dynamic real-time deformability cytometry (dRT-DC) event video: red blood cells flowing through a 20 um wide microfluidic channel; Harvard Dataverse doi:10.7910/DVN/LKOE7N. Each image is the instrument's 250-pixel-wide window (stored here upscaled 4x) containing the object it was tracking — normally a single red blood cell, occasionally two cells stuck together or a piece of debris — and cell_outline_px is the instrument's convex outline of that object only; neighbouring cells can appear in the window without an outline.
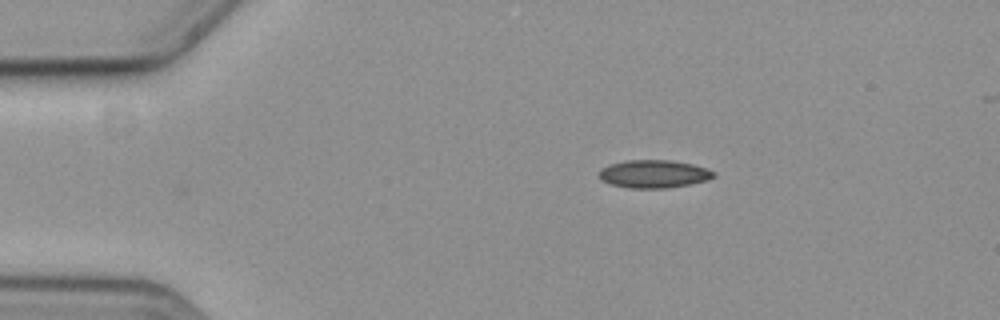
{"species": "common noctule bat (a hibernating species)", "species_latin": "Nyctalus noctula", "temperature_condition": "cold", "stored_images_in_passage": 42, "camera_frame_rate_fps": 3000, "um_per_image_px": 0.085, "animal": {"sex": "female", "body_mass_g": 19.3, "forearm_length_mm": 54.1}, "frame": {"image": 1, "passage_image": 1, "time_ms": 0.0, "image_size_px": [1000, 320], "cell_outline_px": [[716, 176], [704, 180], [688, 184], [664, 188], [632, 188], [612, 184], [600, 180], [600, 168], [608, 164], [624, 160], [672, 160], [692, 164], [716, 172]], "centroid_in_image_um": [55.53, 14.77], "position_along_channel_um": 29.5, "area_um2": 18.5}}
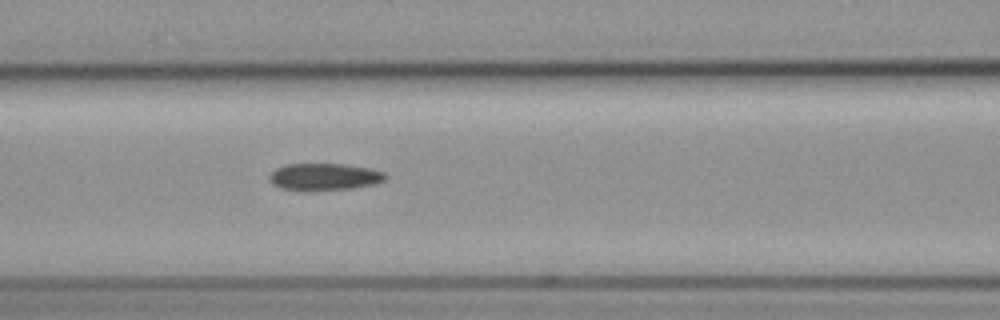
{"frame": {"image": 2, "passage_image": 15, "time_ms": 4.667, "image_size_px": [1000, 320], "cell_outline_px": [[388, 176], [384, 180], [372, 184], [352, 188], [280, 188], [272, 184], [268, 176], [276, 168], [288, 164], [344, 164], [372, 168], [384, 172]], "centroid_in_image_um": [27.6, 14.98], "position_along_channel_um": 139.0, "area_um2": 17.51}}
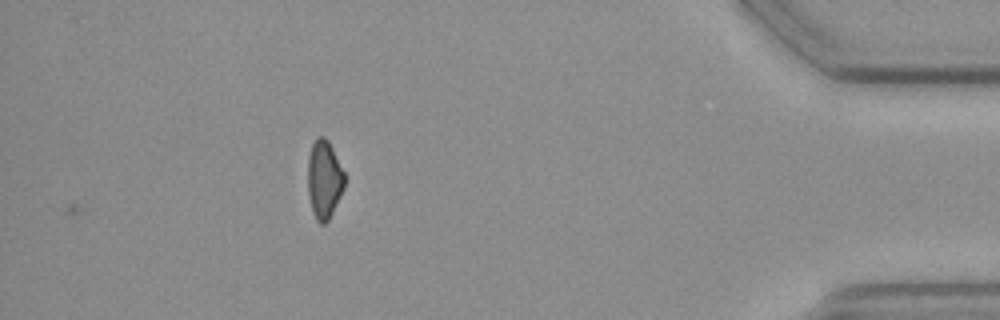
{"frame": {"image": 3, "passage_image": 42, "time_ms": 13.667, "image_size_px": [1000, 320], "cell_outline_px": [[344, 188], [328, 220], [324, 224], [320, 224], [316, 220], [312, 212], [308, 196], [308, 156], [312, 144], [316, 136], [324, 136], [328, 140], [344, 172]], "centroid_in_image_um": [27.53, 15.24], "position_along_channel_um": 407.7, "area_um2": 16.76}, "authors_computed_cell_mechanics": {"area_um2": 18.5249, "velocity_mm_per_s": 3.5978, "shape_relaxation_time_tau1_ms": 5.9418, "shape_relaxation_time_tau2_ms": 6.4419, "deformation_change_tau1": 0.1274, "deformation_change_tau2": 0.1375}}